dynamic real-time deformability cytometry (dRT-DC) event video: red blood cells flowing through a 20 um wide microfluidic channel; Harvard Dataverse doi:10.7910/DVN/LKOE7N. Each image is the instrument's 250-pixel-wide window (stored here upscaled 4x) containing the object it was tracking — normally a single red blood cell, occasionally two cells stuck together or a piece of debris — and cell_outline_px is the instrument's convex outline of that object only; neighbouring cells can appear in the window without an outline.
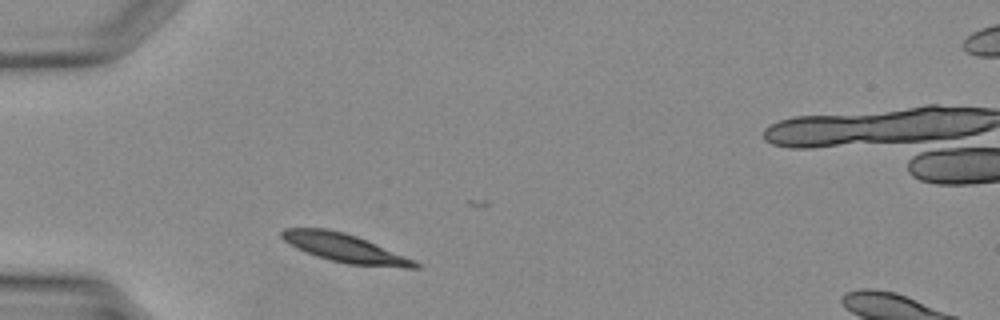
{"species": "Egyptian fruit bat (a non-hibernating species)", "species_latin": "Rousettus aegyptiacus", "temperature_condition": "warm", "stored_images_in_passage": 31, "camera_frame_rate_fps": 3000, "um_per_image_px": 0.085, "animal": {"sex": "female"}, "frame": {"image": 1, "passage_image": 1, "time_ms": 0.0, "image_size_px": [1000, 320], "cell_outline_px": [[420, 268], [404, 268], [348, 264], [316, 256], [296, 248], [284, 240], [280, 236], [280, 232], [284, 228], [328, 228], [344, 232], [356, 236], [416, 260], [420, 264]], "centroid_in_image_um": [29.32, 21.08], "position_along_channel_um": 55.7, "area_um2": 22.08}}
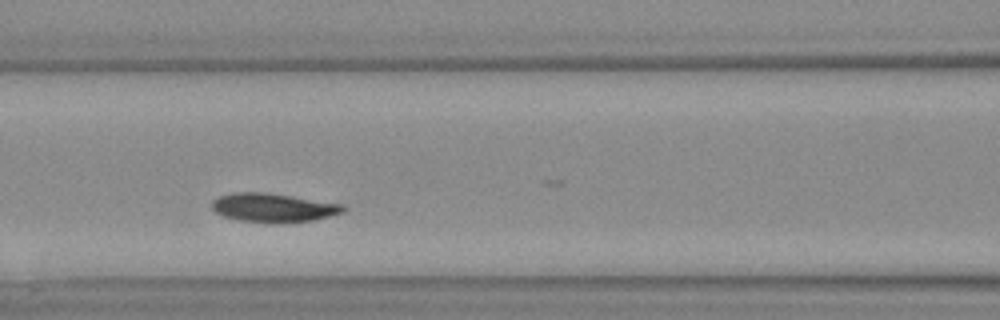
{"frame": {"image": 2, "passage_image": 7, "time_ms": 2.0, "image_size_px": [1000, 320], "cell_outline_px": [[348, 208], [344, 212], [316, 220], [284, 224], [272, 224], [240, 220], [224, 216], [216, 212], [212, 208], [212, 200], [220, 196], [236, 192], [264, 192], [344, 204]], "centroid_in_image_um": [23.29, 17.67], "position_along_channel_um": 143.3, "area_um2": 22.37}}
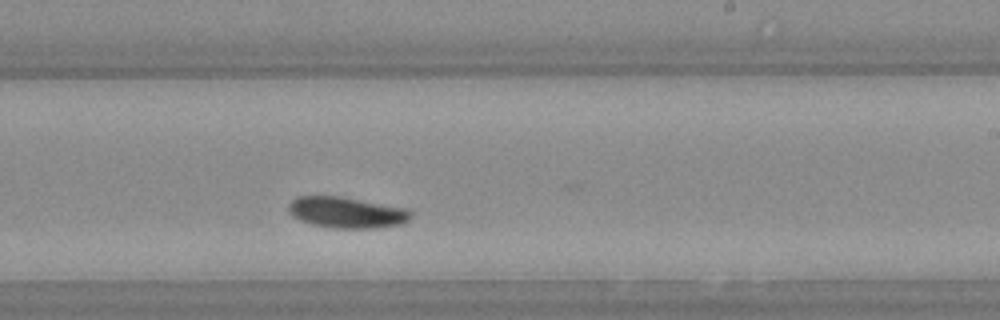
{"frame": {"image": 3, "passage_image": 14, "time_ms": 4.333, "image_size_px": [1000, 320], "cell_outline_px": [[412, 216], [404, 224], [376, 228], [332, 228], [312, 224], [300, 220], [292, 216], [288, 212], [288, 204], [296, 196], [340, 196], [408, 208], [412, 212]], "centroid_in_image_um": [29.48, 18.06], "position_along_channel_um": 259.5, "area_um2": 22.43}}